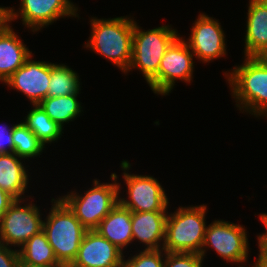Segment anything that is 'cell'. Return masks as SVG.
Listing matches in <instances>:
<instances>
[{"label":"cell","mask_w":267,"mask_h":267,"mask_svg":"<svg viewBox=\"0 0 267 267\" xmlns=\"http://www.w3.org/2000/svg\"><path fill=\"white\" fill-rule=\"evenodd\" d=\"M90 23L91 36L85 48L102 55L126 74L132 60L133 17H91Z\"/></svg>","instance_id":"1"},{"label":"cell","mask_w":267,"mask_h":267,"mask_svg":"<svg viewBox=\"0 0 267 267\" xmlns=\"http://www.w3.org/2000/svg\"><path fill=\"white\" fill-rule=\"evenodd\" d=\"M244 60V64L223 73L235 105L241 112L267 117V57L245 56Z\"/></svg>","instance_id":"2"},{"label":"cell","mask_w":267,"mask_h":267,"mask_svg":"<svg viewBox=\"0 0 267 267\" xmlns=\"http://www.w3.org/2000/svg\"><path fill=\"white\" fill-rule=\"evenodd\" d=\"M50 212L43 220V231L60 264L70 266L76 259L87 229L58 197L51 200Z\"/></svg>","instance_id":"3"},{"label":"cell","mask_w":267,"mask_h":267,"mask_svg":"<svg viewBox=\"0 0 267 267\" xmlns=\"http://www.w3.org/2000/svg\"><path fill=\"white\" fill-rule=\"evenodd\" d=\"M204 204L180 206L169 213L166 220L163 249L166 252L201 253L206 233V212Z\"/></svg>","instance_id":"4"},{"label":"cell","mask_w":267,"mask_h":267,"mask_svg":"<svg viewBox=\"0 0 267 267\" xmlns=\"http://www.w3.org/2000/svg\"><path fill=\"white\" fill-rule=\"evenodd\" d=\"M118 178L116 173H112L110 179L113 183H101L94 179L93 188L84 191L85 194L71 191L59 198L87 230H95L119 202Z\"/></svg>","instance_id":"5"},{"label":"cell","mask_w":267,"mask_h":267,"mask_svg":"<svg viewBox=\"0 0 267 267\" xmlns=\"http://www.w3.org/2000/svg\"><path fill=\"white\" fill-rule=\"evenodd\" d=\"M169 25L142 30L134 20L132 60L126 73L138 69L148 83L157 73L167 48L179 36Z\"/></svg>","instance_id":"6"},{"label":"cell","mask_w":267,"mask_h":267,"mask_svg":"<svg viewBox=\"0 0 267 267\" xmlns=\"http://www.w3.org/2000/svg\"><path fill=\"white\" fill-rule=\"evenodd\" d=\"M131 164L123 160L121 168L124 171L123 179L127 185L126 198L120 196L121 183L119 184V203L131 212L166 211L169 199L160 182L150 175L129 174Z\"/></svg>","instance_id":"7"},{"label":"cell","mask_w":267,"mask_h":267,"mask_svg":"<svg viewBox=\"0 0 267 267\" xmlns=\"http://www.w3.org/2000/svg\"><path fill=\"white\" fill-rule=\"evenodd\" d=\"M194 54L184 37L180 35L171 43L163 55L158 73L147 83L157 95L166 96L176 85V80L191 82L194 72Z\"/></svg>","instance_id":"8"},{"label":"cell","mask_w":267,"mask_h":267,"mask_svg":"<svg viewBox=\"0 0 267 267\" xmlns=\"http://www.w3.org/2000/svg\"><path fill=\"white\" fill-rule=\"evenodd\" d=\"M248 242L245 227L229 221L215 220L206 228L200 255L204 259L206 250L211 248L226 263L245 264L248 261L249 254Z\"/></svg>","instance_id":"9"},{"label":"cell","mask_w":267,"mask_h":267,"mask_svg":"<svg viewBox=\"0 0 267 267\" xmlns=\"http://www.w3.org/2000/svg\"><path fill=\"white\" fill-rule=\"evenodd\" d=\"M25 201H27L26 198L15 200L0 221V243L8 247L20 248L43 229L40 208L32 202H26L23 206Z\"/></svg>","instance_id":"10"},{"label":"cell","mask_w":267,"mask_h":267,"mask_svg":"<svg viewBox=\"0 0 267 267\" xmlns=\"http://www.w3.org/2000/svg\"><path fill=\"white\" fill-rule=\"evenodd\" d=\"M20 3L21 7L16 12L10 7V23L20 18L33 34L59 18L70 16L79 19L78 6L71 0H20Z\"/></svg>","instance_id":"11"},{"label":"cell","mask_w":267,"mask_h":267,"mask_svg":"<svg viewBox=\"0 0 267 267\" xmlns=\"http://www.w3.org/2000/svg\"><path fill=\"white\" fill-rule=\"evenodd\" d=\"M213 18L200 13L186 41L195 58L203 63L217 60L227 54L223 28L218 20Z\"/></svg>","instance_id":"12"},{"label":"cell","mask_w":267,"mask_h":267,"mask_svg":"<svg viewBox=\"0 0 267 267\" xmlns=\"http://www.w3.org/2000/svg\"><path fill=\"white\" fill-rule=\"evenodd\" d=\"M33 54L5 82L8 87L23 93L31 105L39 104L47 98L51 77V62L34 61Z\"/></svg>","instance_id":"13"},{"label":"cell","mask_w":267,"mask_h":267,"mask_svg":"<svg viewBox=\"0 0 267 267\" xmlns=\"http://www.w3.org/2000/svg\"><path fill=\"white\" fill-rule=\"evenodd\" d=\"M124 253L96 230H87L69 267H122Z\"/></svg>","instance_id":"14"},{"label":"cell","mask_w":267,"mask_h":267,"mask_svg":"<svg viewBox=\"0 0 267 267\" xmlns=\"http://www.w3.org/2000/svg\"><path fill=\"white\" fill-rule=\"evenodd\" d=\"M245 33L246 57H267V0H249Z\"/></svg>","instance_id":"15"},{"label":"cell","mask_w":267,"mask_h":267,"mask_svg":"<svg viewBox=\"0 0 267 267\" xmlns=\"http://www.w3.org/2000/svg\"><path fill=\"white\" fill-rule=\"evenodd\" d=\"M167 216L168 210L131 212L133 241L144 244V250L163 249Z\"/></svg>","instance_id":"16"},{"label":"cell","mask_w":267,"mask_h":267,"mask_svg":"<svg viewBox=\"0 0 267 267\" xmlns=\"http://www.w3.org/2000/svg\"><path fill=\"white\" fill-rule=\"evenodd\" d=\"M10 25L0 32V82L3 83L32 54Z\"/></svg>","instance_id":"17"},{"label":"cell","mask_w":267,"mask_h":267,"mask_svg":"<svg viewBox=\"0 0 267 267\" xmlns=\"http://www.w3.org/2000/svg\"><path fill=\"white\" fill-rule=\"evenodd\" d=\"M95 230L124 251L133 242L131 211L118 202Z\"/></svg>","instance_id":"18"},{"label":"cell","mask_w":267,"mask_h":267,"mask_svg":"<svg viewBox=\"0 0 267 267\" xmlns=\"http://www.w3.org/2000/svg\"><path fill=\"white\" fill-rule=\"evenodd\" d=\"M14 152L0 154V188L15 200H23L28 189L26 166Z\"/></svg>","instance_id":"19"},{"label":"cell","mask_w":267,"mask_h":267,"mask_svg":"<svg viewBox=\"0 0 267 267\" xmlns=\"http://www.w3.org/2000/svg\"><path fill=\"white\" fill-rule=\"evenodd\" d=\"M20 264L60 265L43 230L34 234L18 249Z\"/></svg>","instance_id":"20"},{"label":"cell","mask_w":267,"mask_h":267,"mask_svg":"<svg viewBox=\"0 0 267 267\" xmlns=\"http://www.w3.org/2000/svg\"><path fill=\"white\" fill-rule=\"evenodd\" d=\"M79 94L69 96L47 97L39 105L63 130L65 123L73 121L80 116L83 110L77 97Z\"/></svg>","instance_id":"21"},{"label":"cell","mask_w":267,"mask_h":267,"mask_svg":"<svg viewBox=\"0 0 267 267\" xmlns=\"http://www.w3.org/2000/svg\"><path fill=\"white\" fill-rule=\"evenodd\" d=\"M23 123L44 144L57 142L61 138L63 129L46 114L42 107L33 105Z\"/></svg>","instance_id":"22"},{"label":"cell","mask_w":267,"mask_h":267,"mask_svg":"<svg viewBox=\"0 0 267 267\" xmlns=\"http://www.w3.org/2000/svg\"><path fill=\"white\" fill-rule=\"evenodd\" d=\"M78 74L65 64L51 63V77L47 97L69 96L79 94Z\"/></svg>","instance_id":"23"},{"label":"cell","mask_w":267,"mask_h":267,"mask_svg":"<svg viewBox=\"0 0 267 267\" xmlns=\"http://www.w3.org/2000/svg\"><path fill=\"white\" fill-rule=\"evenodd\" d=\"M12 138L14 153L22 160L40 157L46 148L23 122L12 125Z\"/></svg>","instance_id":"24"},{"label":"cell","mask_w":267,"mask_h":267,"mask_svg":"<svg viewBox=\"0 0 267 267\" xmlns=\"http://www.w3.org/2000/svg\"><path fill=\"white\" fill-rule=\"evenodd\" d=\"M164 249L142 250L136 255L123 258L122 267H164L165 262Z\"/></svg>","instance_id":"25"},{"label":"cell","mask_w":267,"mask_h":267,"mask_svg":"<svg viewBox=\"0 0 267 267\" xmlns=\"http://www.w3.org/2000/svg\"><path fill=\"white\" fill-rule=\"evenodd\" d=\"M202 262L198 253L166 252L164 267H202Z\"/></svg>","instance_id":"26"},{"label":"cell","mask_w":267,"mask_h":267,"mask_svg":"<svg viewBox=\"0 0 267 267\" xmlns=\"http://www.w3.org/2000/svg\"><path fill=\"white\" fill-rule=\"evenodd\" d=\"M20 257L18 249H12L0 243V267H19Z\"/></svg>","instance_id":"27"},{"label":"cell","mask_w":267,"mask_h":267,"mask_svg":"<svg viewBox=\"0 0 267 267\" xmlns=\"http://www.w3.org/2000/svg\"><path fill=\"white\" fill-rule=\"evenodd\" d=\"M14 152L12 127L0 125V154Z\"/></svg>","instance_id":"28"},{"label":"cell","mask_w":267,"mask_h":267,"mask_svg":"<svg viewBox=\"0 0 267 267\" xmlns=\"http://www.w3.org/2000/svg\"><path fill=\"white\" fill-rule=\"evenodd\" d=\"M15 201V199L10 196L7 192L0 188V221L2 216L8 210L9 206Z\"/></svg>","instance_id":"29"},{"label":"cell","mask_w":267,"mask_h":267,"mask_svg":"<svg viewBox=\"0 0 267 267\" xmlns=\"http://www.w3.org/2000/svg\"><path fill=\"white\" fill-rule=\"evenodd\" d=\"M10 24V7L0 6V32Z\"/></svg>","instance_id":"30"},{"label":"cell","mask_w":267,"mask_h":267,"mask_svg":"<svg viewBox=\"0 0 267 267\" xmlns=\"http://www.w3.org/2000/svg\"><path fill=\"white\" fill-rule=\"evenodd\" d=\"M259 219L261 220L262 224L265 226V233H261L257 235L258 239V246H265L267 247V213H260Z\"/></svg>","instance_id":"31"},{"label":"cell","mask_w":267,"mask_h":267,"mask_svg":"<svg viewBox=\"0 0 267 267\" xmlns=\"http://www.w3.org/2000/svg\"><path fill=\"white\" fill-rule=\"evenodd\" d=\"M258 247H259V254L254 264L257 267H267V247L265 246H258Z\"/></svg>","instance_id":"32"},{"label":"cell","mask_w":267,"mask_h":267,"mask_svg":"<svg viewBox=\"0 0 267 267\" xmlns=\"http://www.w3.org/2000/svg\"><path fill=\"white\" fill-rule=\"evenodd\" d=\"M19 267H69L63 264L60 265H44V266H35V265H29V264H19Z\"/></svg>","instance_id":"33"},{"label":"cell","mask_w":267,"mask_h":267,"mask_svg":"<svg viewBox=\"0 0 267 267\" xmlns=\"http://www.w3.org/2000/svg\"><path fill=\"white\" fill-rule=\"evenodd\" d=\"M238 267H245V266H238ZM251 267H257L254 263Z\"/></svg>","instance_id":"34"}]
</instances>
